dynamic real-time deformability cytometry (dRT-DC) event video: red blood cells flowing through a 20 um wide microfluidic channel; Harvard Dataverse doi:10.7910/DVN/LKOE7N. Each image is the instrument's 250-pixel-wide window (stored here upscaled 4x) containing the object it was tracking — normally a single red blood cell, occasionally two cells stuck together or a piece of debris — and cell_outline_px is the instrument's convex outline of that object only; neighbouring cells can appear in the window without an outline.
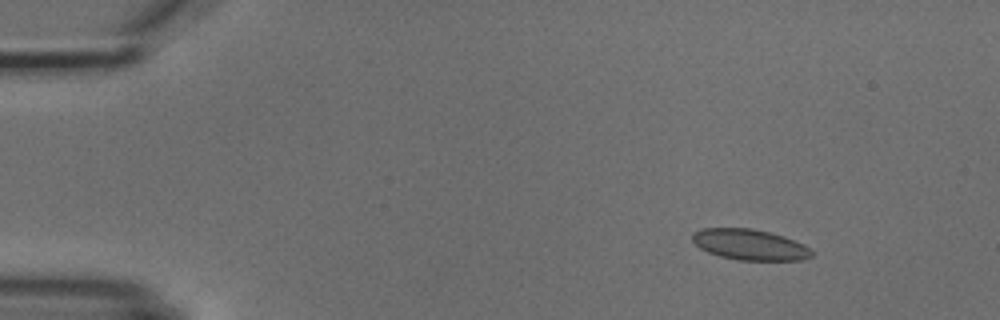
{"species": "common noctule bat (a hibernating species)", "species_latin": "Nyctalus noctula", "temperature_condition": "cold", "stored_images_in_passage": 5, "camera_frame_rate_fps": 3000, "um_per_image_px": 0.085, "animal": {"sex": "male", "body_mass_g": 18.8}, "frame": {"image": 1, "passage_image": 1, "time_ms": 0.0, "image_size_px": [1000, 320], "cell_outline_px": [[812, 256], [804, 260], [736, 260], [720, 256], [708, 252], [700, 248], [692, 240], [692, 232], [700, 228], [752, 228], [784, 236], [804, 244], [812, 252]], "centroid_in_image_um": [63.71, 20.79], "position_along_channel_um": 21.3, "area_um2": 21.44}}
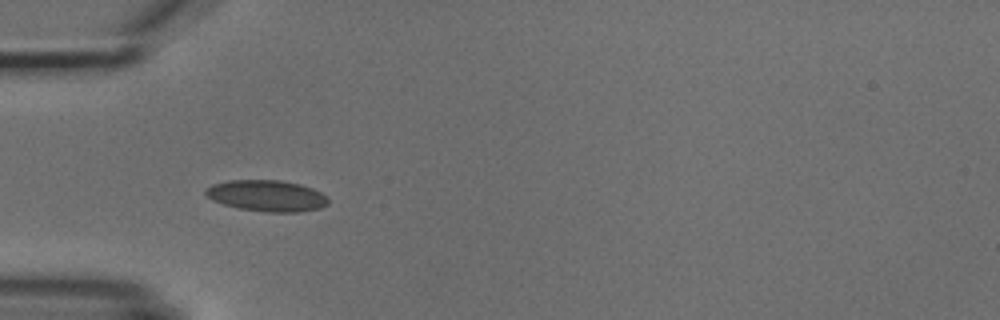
{"frame": {"image": 2, "passage_image": 4, "time_ms": 3.333, "image_size_px": [1000, 320], "cell_outline_px": [[328, 204], [320, 208], [300, 212], [264, 212], [240, 208], [224, 204], [212, 200], [204, 196], [204, 188], [212, 184], [228, 180], [280, 180], [300, 184], [312, 188], [328, 196]], "centroid_in_image_um": [22.65, 16.63], "position_along_channel_um": 62.3, "area_um2": 22.54}}
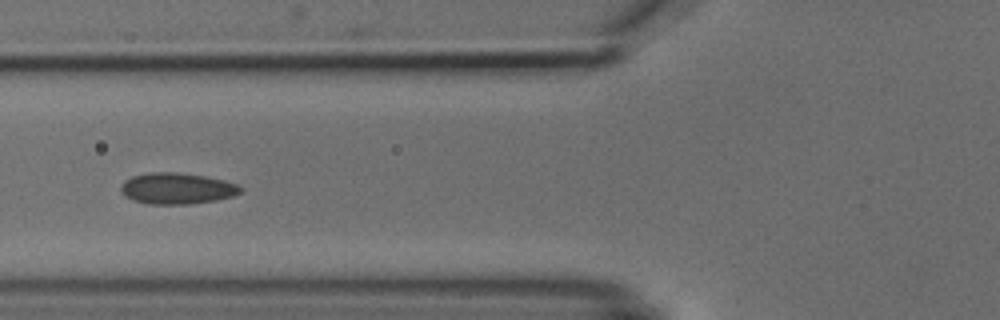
{"frame": {"image": 3, "passage_image": 5, "time_ms": 4.667, "image_size_px": [1000, 320], "cell_outline_px": [[244, 192], [232, 196], [216, 200], [188, 204], [148, 204], [132, 200], [124, 196], [120, 192], [120, 188], [124, 180], [132, 176], [148, 172], [176, 172], [204, 176], [224, 180], [240, 184], [244, 188]], "centroid_in_image_um": [15.05, 16.02], "position_along_channel_um": 110.7, "area_um2": 22.08}}